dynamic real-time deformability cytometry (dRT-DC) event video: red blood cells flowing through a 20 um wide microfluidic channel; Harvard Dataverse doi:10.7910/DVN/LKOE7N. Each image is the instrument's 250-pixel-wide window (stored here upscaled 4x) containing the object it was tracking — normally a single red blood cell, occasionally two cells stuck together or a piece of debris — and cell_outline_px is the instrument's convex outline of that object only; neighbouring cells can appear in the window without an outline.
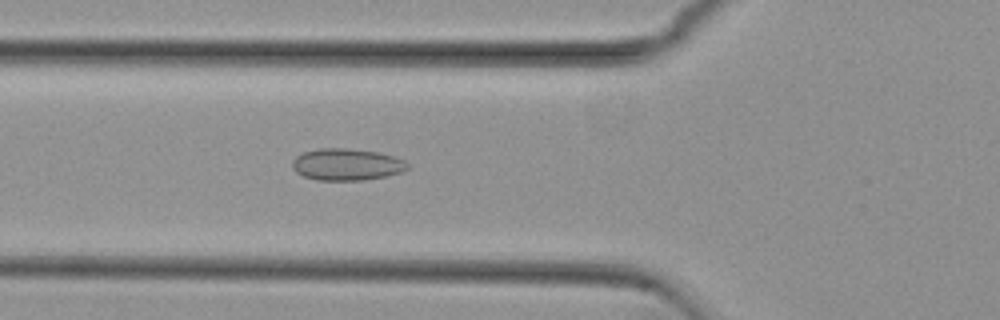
{"species": "common noctule bat (a hibernating species)", "species_latin": "Nyctalus noctula", "temperature_condition": "cold", "stored_images_in_passage": 42, "camera_frame_rate_fps": 3000, "um_per_image_px": 0.085, "animal": {"sex": "female", "body_mass_g": 29.2, "forearm_length_mm": 56.3}, "frame": {"image": 1, "passage_image": 7, "time_ms": 2.0, "image_size_px": [1000, 320], "cell_outline_px": [[408, 168], [400, 172], [388, 176], [364, 180], [316, 180], [304, 176], [296, 172], [292, 168], [292, 160], [296, 156], [304, 152], [320, 148], [344, 148], [376, 152], [392, 156], [404, 160], [408, 164]], "centroid_in_image_um": [29.44, 13.99], "position_along_channel_um": 96.4, "area_um2": 21.27}}
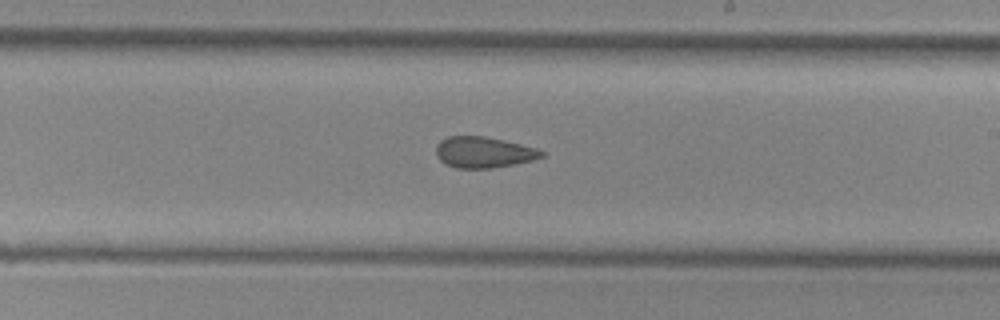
{"frame": {"image": 2, "passage_image": 19, "time_ms": 6.0, "image_size_px": [1000, 320], "cell_outline_px": [[544, 156], [532, 160], [492, 168], [456, 168], [440, 160], [436, 156], [436, 144], [440, 140], [448, 136], [484, 136], [520, 144], [536, 148], [544, 152]], "centroid_in_image_um": [41.07, 12.94], "position_along_channel_um": 247.9, "area_um2": 18.9}}
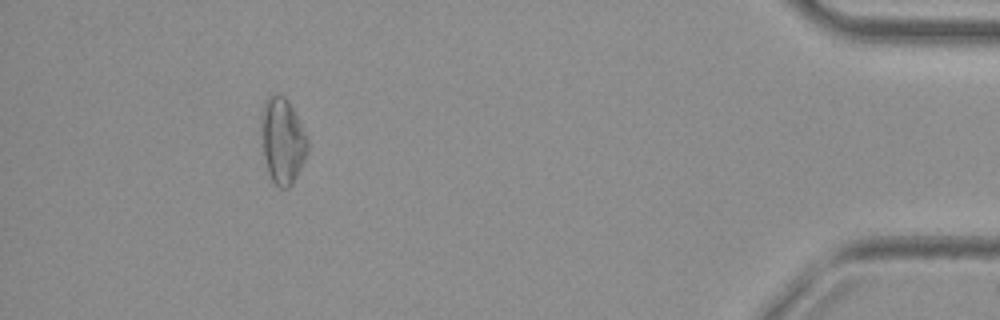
{"frame": {"image": 3, "passage_image": 37, "time_ms": 12.0, "image_size_px": [1000, 320], "cell_outline_px": [[308, 152], [292, 184], [288, 188], [280, 188], [272, 180], [268, 172], [264, 156], [260, 132], [264, 100], [268, 96], [284, 96], [288, 100], [308, 140]], "centroid_in_image_um": [24.0, 11.98], "position_along_channel_um": 411.2, "area_um2": 22.83}, "authors_computed_cell_mechanics": {"area_um2": 20.0566, "velocity_mm_per_s": 3.7783, "shape_relaxation_time_tau1_ms": null, "shape_relaxation_time_tau2_ms": 2.6823, "deformation_change_tau1": null, "deformation_change_tau2": 0.0897}}